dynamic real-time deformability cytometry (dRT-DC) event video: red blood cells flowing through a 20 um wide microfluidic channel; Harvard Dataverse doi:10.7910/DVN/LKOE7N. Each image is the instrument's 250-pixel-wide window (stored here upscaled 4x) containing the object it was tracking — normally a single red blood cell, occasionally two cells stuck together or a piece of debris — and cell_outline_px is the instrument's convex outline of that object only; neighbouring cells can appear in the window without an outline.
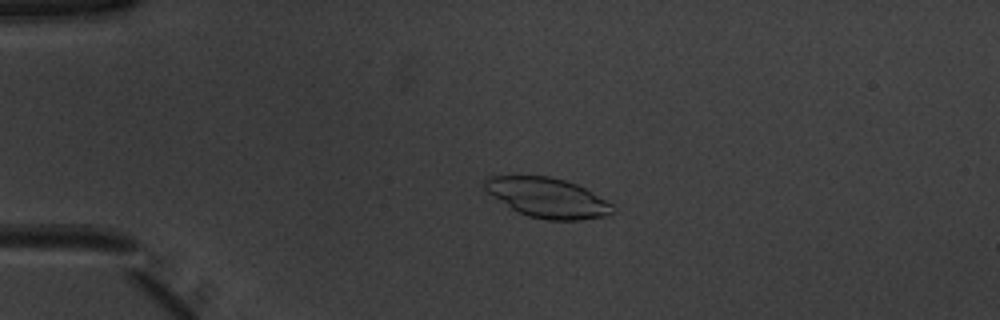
{"species": "common noctule bat (a hibernating species)", "species_latin": "Nyctalus noctula", "temperature_condition": "warm", "stored_images_in_passage": 53, "camera_frame_rate_fps": 3000, "um_per_image_px": 0.085, "animal": {"sex": "male", "body_mass_g": 20.1, "forearm_length_mm": 53.5}, "frame": {"image": 1, "passage_image": 13, "time_ms": 4.0, "image_size_px": [1000, 320], "cell_outline_px": [[612, 212], [608, 216], [580, 220], [548, 220], [528, 216], [512, 208], [488, 192], [484, 188], [484, 180], [488, 176], [548, 176], [564, 180], [576, 184], [592, 192], [612, 204]], "centroid_in_image_um": [46.55, 16.81], "position_along_channel_um": 38.5, "area_um2": 29.19}}
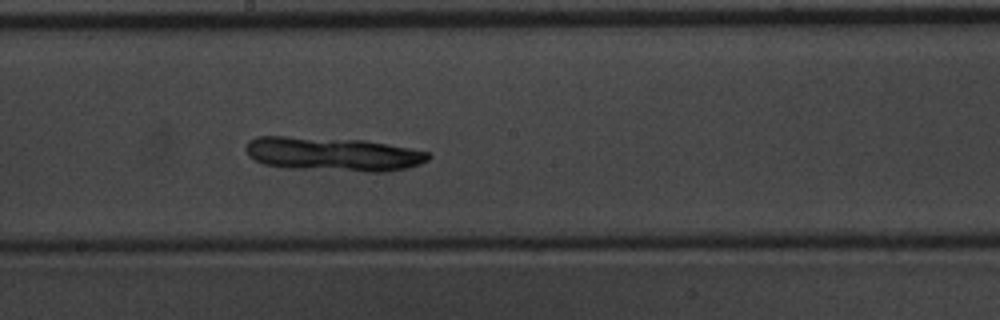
{"frame": {"image": 2, "passage_image": 30, "time_ms": 9.667, "image_size_px": [1000, 320], "cell_outline_px": [[432, 156], [428, 160], [420, 164], [408, 168], [388, 172], [364, 172], [288, 168], [264, 164], [248, 156], [244, 148], [248, 140], [256, 136], [288, 136], [364, 140], [408, 148], [428, 152]], "centroid_in_image_um": [28.27, 13.1], "position_along_channel_um": 219.9, "area_um2": 36.47}}
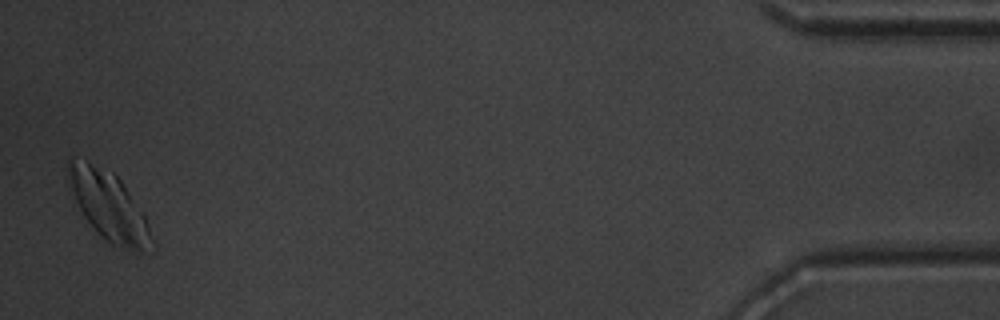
{"frame": {"image": 3, "passage_image": 52, "time_ms": 17.0, "image_size_px": [1000, 320], "cell_outline_px": [[156, 248], [144, 252], [140, 252], [112, 244], [84, 216], [76, 200], [72, 188], [68, 172], [68, 156], [84, 160], [112, 172], [120, 180], [144, 212], [156, 240]], "centroid_in_image_um": [9.36, 17.54], "position_along_channel_um": 425.8, "area_um2": 32.89}}